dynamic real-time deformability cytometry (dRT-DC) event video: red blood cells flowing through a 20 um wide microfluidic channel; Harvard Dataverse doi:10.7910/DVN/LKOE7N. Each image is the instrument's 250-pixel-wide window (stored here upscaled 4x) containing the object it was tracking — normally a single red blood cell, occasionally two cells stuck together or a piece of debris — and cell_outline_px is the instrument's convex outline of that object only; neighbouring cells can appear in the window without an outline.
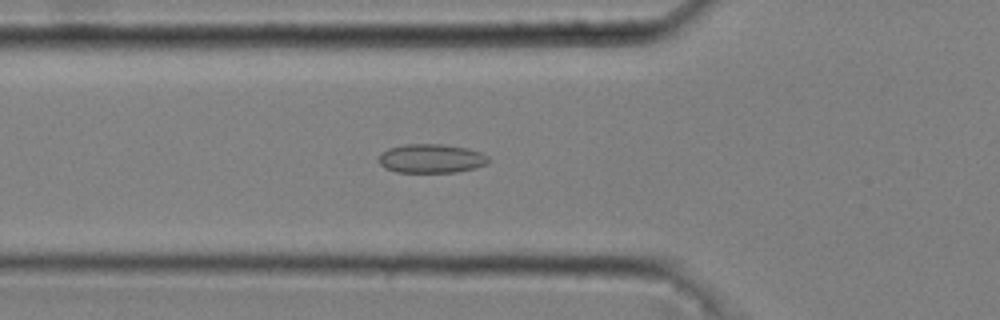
{"species": "common noctule bat (a hibernating species)", "species_latin": "Nyctalus noctula", "temperature_condition": "cold", "stored_images_in_passage": 52, "camera_frame_rate_fps": 3000, "um_per_image_px": 0.085, "animal": {"sex": "male", "body_mass_g": 20.4}, "frame": {"image": 1, "passage_image": 19, "time_ms": 6.0, "image_size_px": [1000, 320], "cell_outline_px": [[488, 164], [476, 168], [456, 172], [396, 172], [384, 168], [380, 164], [380, 156], [388, 148], [404, 144], [440, 144], [468, 148], [480, 152], [488, 156]], "centroid_in_image_um": [36.68, 13.48], "position_along_channel_um": 89.1, "area_um2": 18.5}}
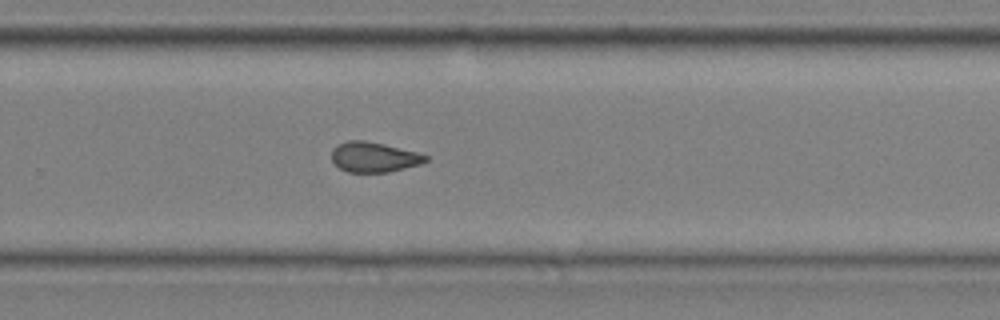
{"frame": {"image": 2, "passage_image": 36, "time_ms": 11.667, "image_size_px": [1000, 320], "cell_outline_px": [[428, 160], [420, 164], [388, 172], [348, 172], [340, 168], [332, 160], [332, 148], [348, 140], [364, 140], [384, 144], [416, 152], [428, 156]], "centroid_in_image_um": [31.78, 13.35], "position_along_channel_um": 298.0, "area_um2": 16.3}}
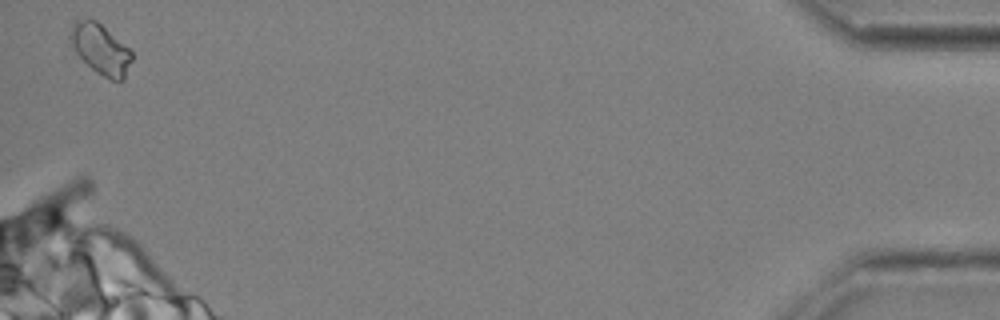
{"frame": {"image": 3, "passage_image": 52, "time_ms": 17.0, "image_size_px": [1000, 320], "cell_outline_px": [[132, 60], [124, 80], [112, 80], [96, 72], [76, 52], [68, 36], [72, 28], [80, 20], [96, 20], [128, 48], [132, 52]], "centroid_in_image_um": [8.58, 4.21], "position_along_channel_um": 426.6, "area_um2": 17.34}, "authors_computed_cell_mechanics": {"area_um2": 17.1088, "velocity_mm_per_s": 3.6835, "shape_relaxation_time_tau1_ms": null, "shape_relaxation_time_tau2_ms": 2.3794, "deformation_change_tau1": null, "deformation_change_tau2": 0.0753}}